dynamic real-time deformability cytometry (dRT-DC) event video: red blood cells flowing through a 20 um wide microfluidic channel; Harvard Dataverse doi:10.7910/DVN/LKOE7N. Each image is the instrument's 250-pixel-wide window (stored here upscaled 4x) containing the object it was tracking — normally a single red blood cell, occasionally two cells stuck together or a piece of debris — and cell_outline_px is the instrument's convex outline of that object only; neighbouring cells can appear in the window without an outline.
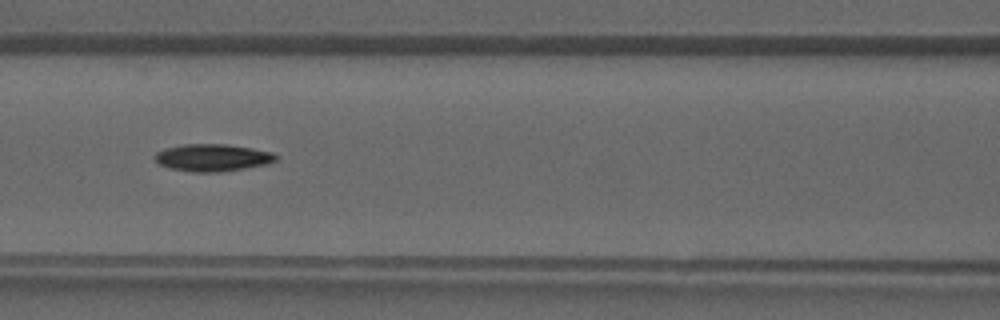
{"species": "common noctule bat (a hibernating species)", "species_latin": "Nyctalus noctula", "temperature_condition": "warm", "stored_images_in_passage": 37, "camera_frame_rate_fps": 3000, "um_per_image_px": 0.085, "animal": {"sex": "male", "forearm_length_mm": 52.5}, "frame": {"image": 1, "passage_image": 14, "time_ms": 4.333, "image_size_px": [1000, 320], "cell_outline_px": [[280, 156], [276, 160], [268, 164], [220, 172], [192, 172], [168, 168], [160, 164], [152, 156], [156, 152], [164, 148], [184, 144], [224, 144], [252, 148], [272, 152]], "centroid_in_image_um": [18.06, 13.4], "position_along_channel_um": 148.5, "area_um2": 19.36}}
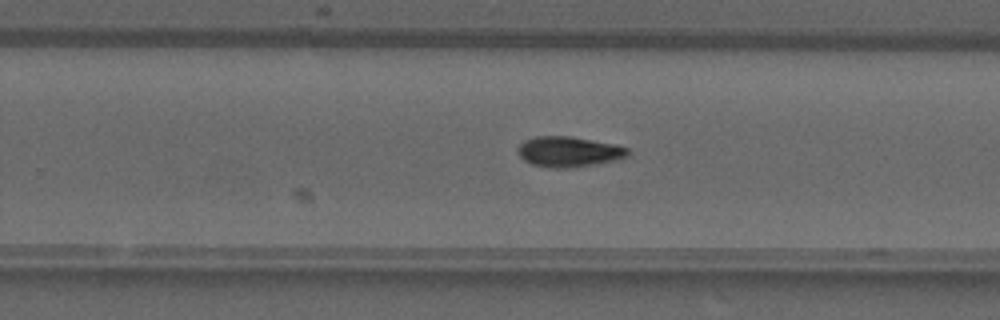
{"frame": {"image": 2, "passage_image": 22, "time_ms": 7.0, "image_size_px": [1000, 320], "cell_outline_px": [[628, 156], [616, 160], [596, 164], [572, 168], [552, 168], [532, 164], [524, 160], [520, 156], [516, 148], [524, 140], [536, 136], [568, 136], [592, 140], [612, 144], [628, 148]], "centroid_in_image_um": [48.31, 12.9], "position_along_channel_um": 281.5, "area_um2": 19.42}}
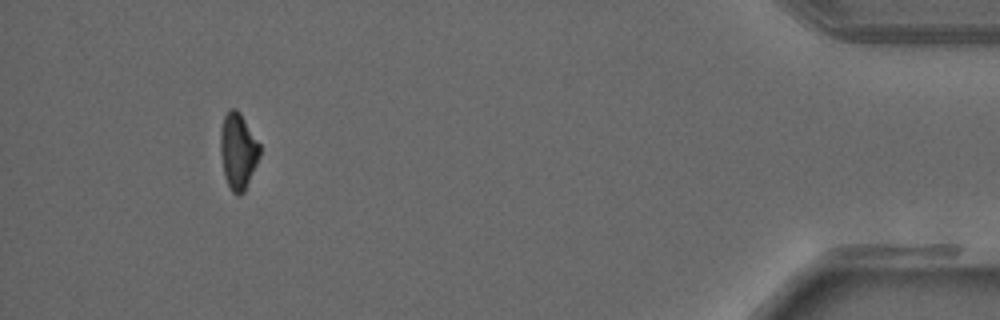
{"frame": {"image": 3, "passage_image": 34, "time_ms": 11.0, "image_size_px": [1000, 320], "cell_outline_px": [[260, 156], [244, 192], [240, 196], [236, 196], [232, 192], [224, 176], [220, 152], [220, 128], [224, 116], [232, 108], [236, 108], [240, 112], [260, 144]], "centroid_in_image_um": [20.23, 12.85], "position_along_channel_um": 415.0, "area_um2": 17.57}}